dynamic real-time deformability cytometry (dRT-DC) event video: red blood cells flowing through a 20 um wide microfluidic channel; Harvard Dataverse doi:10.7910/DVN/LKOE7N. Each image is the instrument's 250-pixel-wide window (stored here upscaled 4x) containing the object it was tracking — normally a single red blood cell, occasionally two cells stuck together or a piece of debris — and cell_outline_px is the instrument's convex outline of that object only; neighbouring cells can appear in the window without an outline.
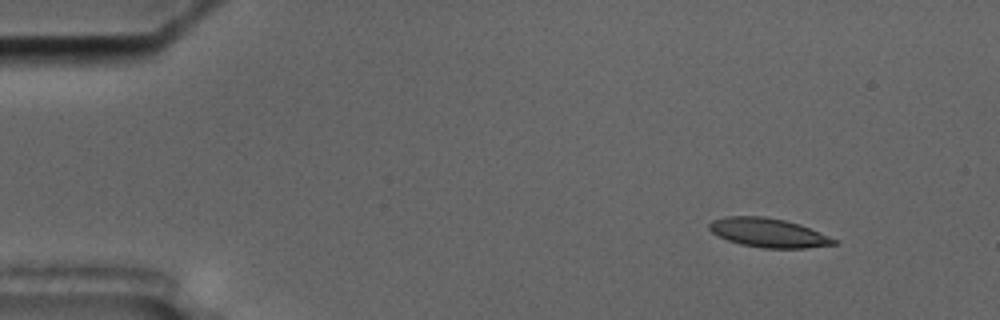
{"species": "common noctule bat (a hibernating species)", "species_latin": "Nyctalus noctula", "temperature_condition": "cold", "stored_images_in_passage": 5, "camera_frame_rate_fps": 3000, "um_per_image_px": 0.085, "animal": {"sex": "male", "body_mass_g": 17.5, "forearm_length_mm": 52.3}, "frame": {"image": 1, "passage_image": 2, "time_ms": 1.333, "image_size_px": [1000, 320], "cell_outline_px": [[836, 244], [804, 248], [764, 248], [740, 244], [728, 240], [712, 232], [708, 228], [708, 224], [712, 220], [724, 216], [764, 216], [784, 220], [800, 224], [836, 240]], "centroid_in_image_um": [65.25, 19.77], "position_along_channel_um": 19.7, "area_um2": 20.87}}
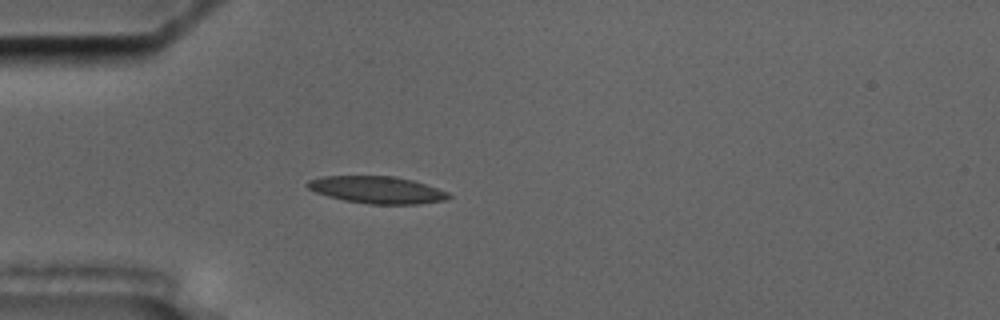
{"frame": {"image": 2, "passage_image": 5, "time_ms": 4.667, "image_size_px": [1000, 320], "cell_outline_px": [[452, 196], [444, 200], [420, 204], [368, 204], [344, 200], [328, 196], [316, 192], [308, 188], [304, 184], [308, 180], [324, 176], [396, 176], [412, 180], [448, 192]], "centroid_in_image_um": [32.03, 16.14], "position_along_channel_um": 53.0, "area_um2": 22.25}}